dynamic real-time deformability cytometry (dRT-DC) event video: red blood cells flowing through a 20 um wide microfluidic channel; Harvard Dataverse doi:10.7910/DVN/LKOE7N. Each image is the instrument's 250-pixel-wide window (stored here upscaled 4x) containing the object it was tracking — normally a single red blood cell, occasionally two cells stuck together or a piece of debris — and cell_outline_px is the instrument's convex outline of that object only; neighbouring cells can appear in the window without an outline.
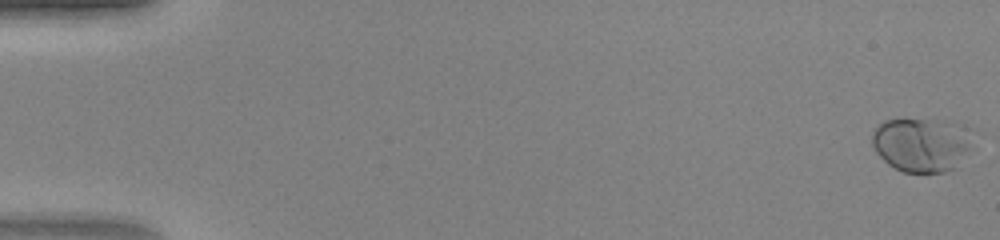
{"species": "human", "species_latin": "Homo sapiens", "temperature_condition": "warm", "stored_images_in_passage": 48, "camera_frame_rate_fps": 3000, "um_per_image_px": 0.085, "donor": {"sex": "female"}, "frame": {"image": 1, "passage_image": 1, "time_ms": 0.0, "image_size_px": [1000, 240], "cell_outline_px": [[968, 148], [956, 168], [944, 172], [904, 172], [888, 164], [876, 152], [872, 144], [872, 132], [884, 120], [956, 120], [968, 140]], "centroid_in_image_um": [78.25, 12.3], "position_along_channel_um": 6.8, "area_um2": 30.92}}
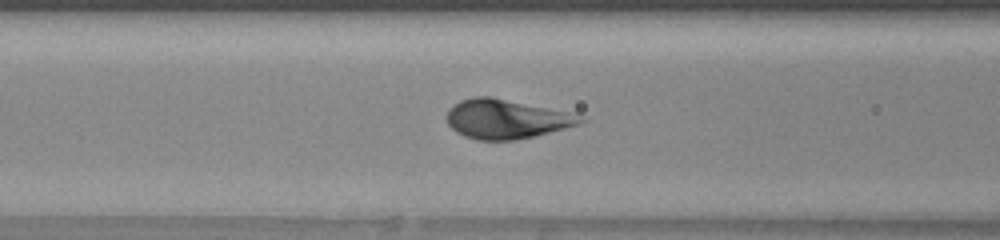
{"frame": {"image": 2, "passage_image": 21, "time_ms": 6.667, "image_size_px": [1000, 240], "cell_outline_px": [[588, 120], [580, 124], [516, 140], [476, 140], [464, 136], [456, 132], [448, 124], [448, 108], [460, 100], [472, 96], [488, 96], [564, 112]], "centroid_in_image_um": [42.93, 10.13], "position_along_channel_um": 123.7, "area_um2": 29.82}}
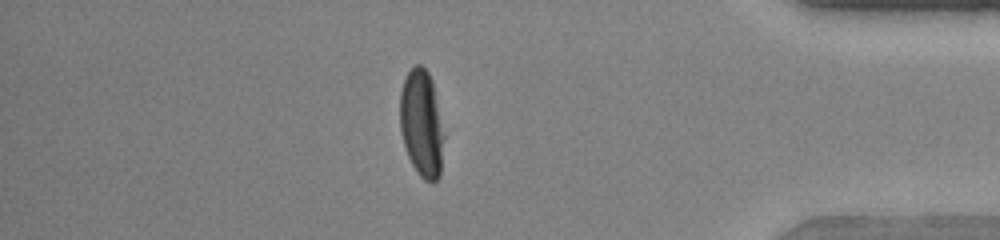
{"frame": {"image": 3, "passage_image": 42, "time_ms": 13.667, "image_size_px": [1000, 240], "cell_outline_px": [[444, 136], [440, 176], [432, 184], [424, 180], [420, 176], [412, 164], [408, 156], [400, 132], [400, 92], [404, 80], [408, 72], [416, 64], [420, 64], [428, 72], [432, 80]], "centroid_in_image_um": [35.83, 10.53], "position_along_channel_um": 399.4, "area_um2": 27.4}}